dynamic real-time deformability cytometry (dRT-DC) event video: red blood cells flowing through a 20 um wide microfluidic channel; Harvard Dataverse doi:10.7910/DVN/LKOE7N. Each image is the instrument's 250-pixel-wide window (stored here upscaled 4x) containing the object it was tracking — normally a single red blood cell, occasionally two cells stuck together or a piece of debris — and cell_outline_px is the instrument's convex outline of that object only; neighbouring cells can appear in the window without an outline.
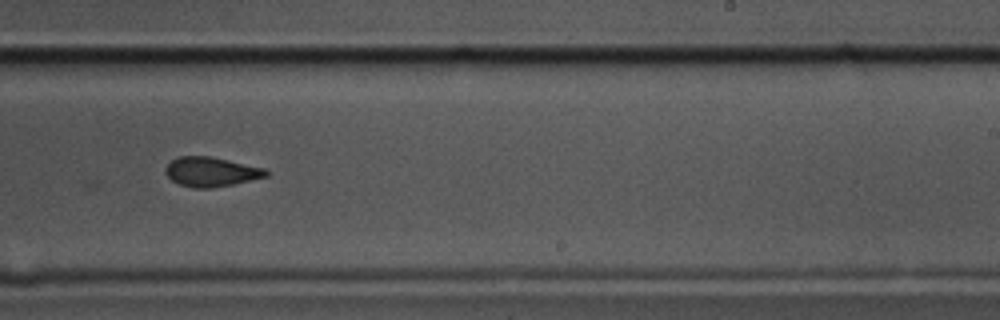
{"species": "common noctule bat (a hibernating species)", "species_latin": "Nyctalus noctula", "temperature_condition": "cold", "stored_images_in_passage": 15, "camera_frame_rate_fps": 3000, "um_per_image_px": 0.085, "animal": {"sex": "male", "body_mass_g": 17.5, "forearm_length_mm": 52.3}, "frame": {"image": 1, "passage_image": 9, "time_ms": 2.667, "image_size_px": [1000, 320], "cell_outline_px": [[268, 176], [232, 184], [212, 188], [192, 188], [180, 184], [172, 180], [164, 172], [164, 168], [172, 160], [180, 156], [212, 156], [264, 168], [268, 172]], "centroid_in_image_um": [17.92, 14.6], "position_along_channel_um": 271.1, "area_um2": 17.22}}
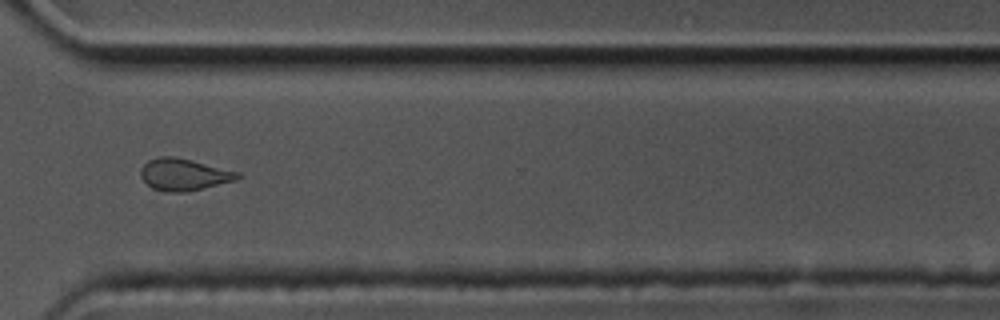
{"frame": {"image": 2, "passage_image": 11, "time_ms": 3.333, "image_size_px": [1000, 320], "cell_outline_px": [[240, 176], [236, 180], [188, 192], [164, 192], [152, 188], [140, 176], [140, 168], [148, 160], [156, 156], [172, 156], [240, 172]], "centroid_in_image_um": [15.59, 14.84], "position_along_channel_um": 355.0, "area_um2": 17.98}}